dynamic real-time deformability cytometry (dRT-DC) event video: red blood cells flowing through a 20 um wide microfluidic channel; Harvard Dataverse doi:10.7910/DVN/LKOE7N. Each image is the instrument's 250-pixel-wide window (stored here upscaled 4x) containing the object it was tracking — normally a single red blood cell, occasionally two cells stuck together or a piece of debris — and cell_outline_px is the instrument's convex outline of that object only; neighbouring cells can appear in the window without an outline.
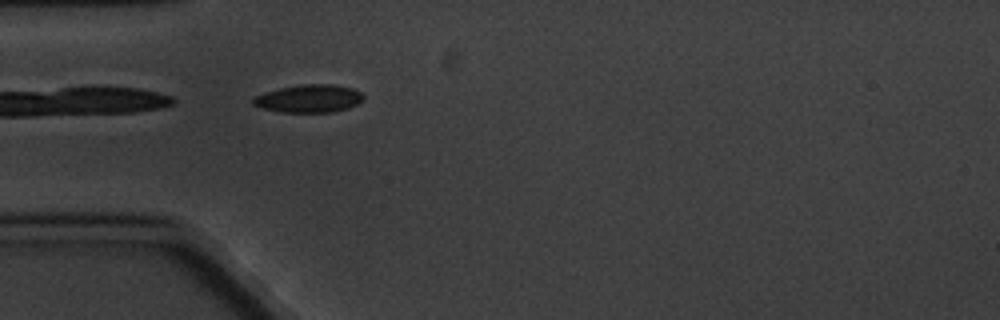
{"species": "common noctule bat (a hibernating species)", "species_latin": "Nyctalus noctula", "temperature_condition": "cold", "stored_images_in_passage": 6, "camera_frame_rate_fps": 3000, "um_per_image_px": 0.085, "animal": {"sex": "male", "body_mass_g": 20.1, "forearm_length_mm": 53.5}, "frame": {"image": 1, "passage_image": 6, "time_ms": 5.667, "image_size_px": [1000, 320], "cell_outline_px": [[364, 100], [348, 108], [332, 112], [280, 112], [260, 108], [252, 104], [252, 100], [256, 96], [280, 88], [304, 84], [332, 84], [352, 88], [360, 92], [364, 96]], "centroid_in_image_um": [26.28, 8.38], "position_along_channel_um": 58.7, "area_um2": 17.8}}